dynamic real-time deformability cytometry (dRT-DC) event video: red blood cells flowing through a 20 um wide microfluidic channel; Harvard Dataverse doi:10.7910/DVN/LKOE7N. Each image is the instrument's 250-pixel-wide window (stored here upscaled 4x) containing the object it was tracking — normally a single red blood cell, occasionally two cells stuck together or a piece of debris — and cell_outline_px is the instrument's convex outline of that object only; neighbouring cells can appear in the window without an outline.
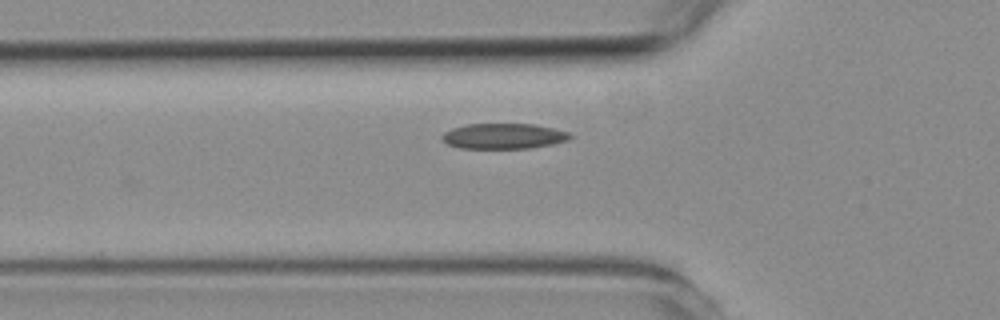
{"species": "common noctule bat (a hibernating species)", "species_latin": "Nyctalus noctula", "temperature_condition": "room temperature", "stored_images_in_passage": 5, "camera_frame_rate_fps": 3000, "um_per_image_px": 0.085, "animal": {"sex": "female", "body_mass_g": 19.3, "forearm_length_mm": 54.1}, "frame": {"image": 1, "passage_image": 5, "time_ms": 4.667, "image_size_px": [1000, 320], "cell_outline_px": [[572, 136], [568, 140], [552, 144], [528, 148], [460, 148], [448, 144], [440, 136], [444, 132], [452, 128], [468, 124], [532, 124], [552, 128], [568, 132]], "centroid_in_image_um": [42.79, 11.57], "position_along_channel_um": 83.0, "area_um2": 18.79}}